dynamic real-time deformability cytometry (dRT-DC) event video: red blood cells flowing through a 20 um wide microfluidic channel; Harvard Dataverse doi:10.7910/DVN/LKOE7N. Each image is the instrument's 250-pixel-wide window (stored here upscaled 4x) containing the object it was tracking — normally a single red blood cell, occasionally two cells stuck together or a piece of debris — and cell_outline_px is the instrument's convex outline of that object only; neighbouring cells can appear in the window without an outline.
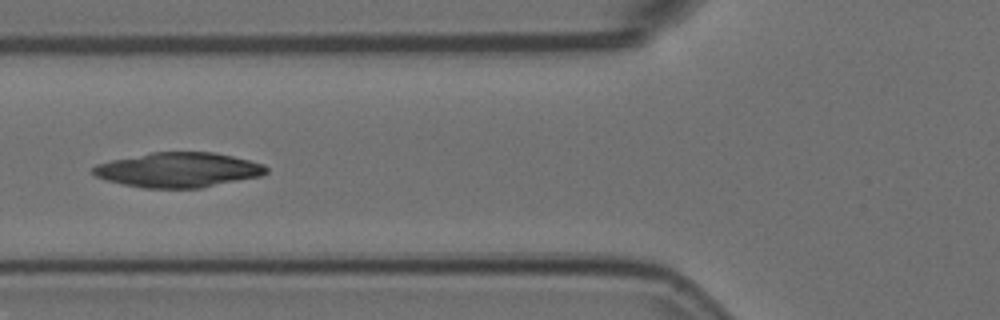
{"species": "Egyptian fruit bat (a non-hibernating species)", "species_latin": "Rousettus aegyptiacus", "temperature_condition": "room temperature", "stored_images_in_passage": 38, "camera_frame_rate_fps": 3000, "um_per_image_px": 0.085, "animal": {"sex": "female"}, "frame": {"image": 1, "passage_image": 4, "time_ms": 1.0, "image_size_px": [1000, 320], "cell_outline_px": [[268, 172], [260, 176], [200, 188], [144, 188], [124, 184], [108, 180], [96, 176], [92, 172], [92, 168], [96, 164], [112, 160], [152, 152], [216, 152], [264, 164], [268, 168]], "centroid_in_image_um": [15.17, 14.44], "position_along_channel_um": 110.6, "area_um2": 34.91}}
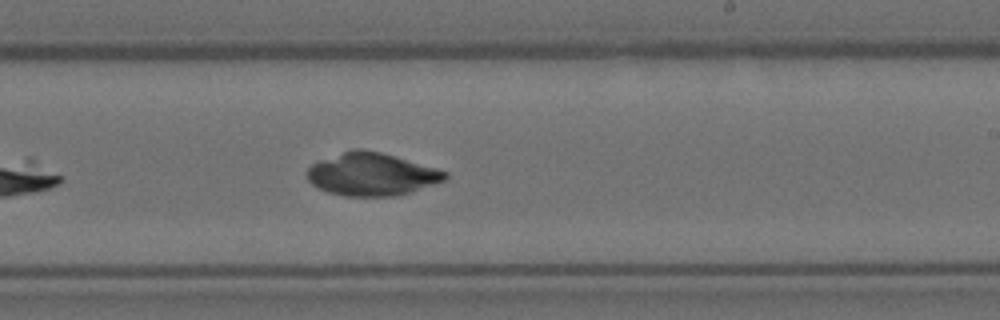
{"frame": {"image": 2, "passage_image": 16, "time_ms": 5.0, "image_size_px": [1000, 320], "cell_outline_px": [[448, 176], [444, 180], [412, 192], [396, 196], [344, 196], [328, 192], [316, 188], [308, 180], [304, 172], [312, 164], [320, 160], [356, 148], [360, 148], [380, 152], [436, 168], [448, 172]], "centroid_in_image_um": [31.56, 14.83], "position_along_channel_um": 257.4, "area_um2": 34.28}}
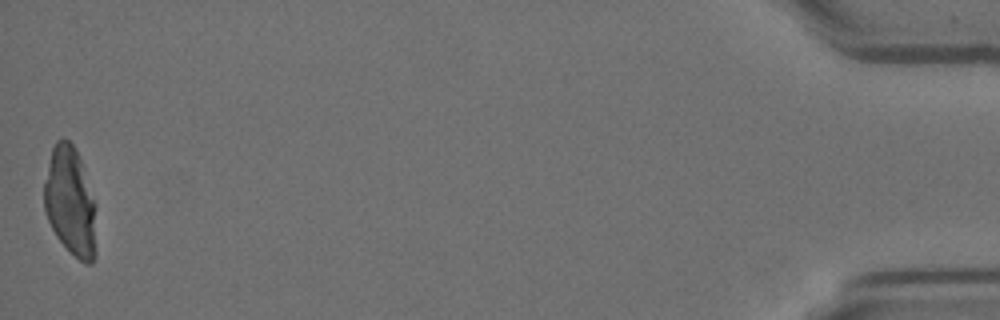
{"frame": {"image": 3, "passage_image": 38, "time_ms": 12.333, "image_size_px": [1000, 320], "cell_outline_px": [[96, 256], [92, 264], [84, 264], [56, 236], [48, 220], [44, 208], [44, 184], [48, 164], [52, 148], [56, 140], [64, 136], [76, 148], [96, 204]], "centroid_in_image_um": [6.0, 17.14], "position_along_channel_um": 429.2, "area_um2": 33.29}}